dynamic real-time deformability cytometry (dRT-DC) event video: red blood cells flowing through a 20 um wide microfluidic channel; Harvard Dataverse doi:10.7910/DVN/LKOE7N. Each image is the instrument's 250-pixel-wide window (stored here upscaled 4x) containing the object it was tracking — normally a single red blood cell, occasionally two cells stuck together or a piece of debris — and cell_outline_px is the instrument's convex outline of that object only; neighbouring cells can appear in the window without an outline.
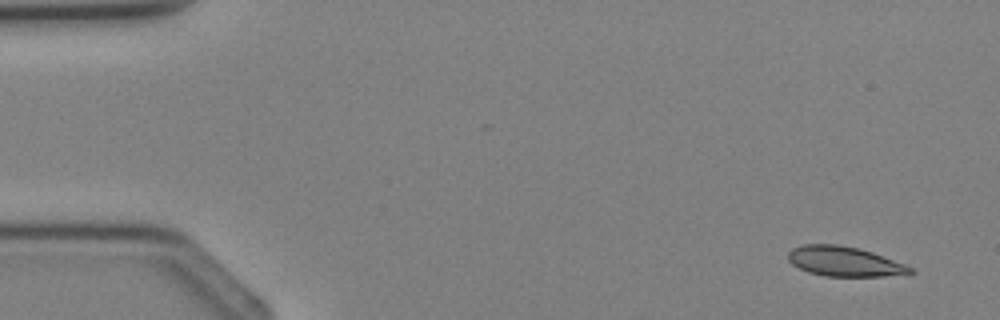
{"species": "Egyptian fruit bat (a non-hibernating species)", "species_latin": "Rousettus aegyptiacus", "temperature_condition": "cold", "stored_images_in_passage": 3, "camera_frame_rate_fps": 3000, "um_per_image_px": 0.085, "animal": {"sex": "female"}, "frame": {"image": 1, "passage_image": 1, "time_ms": 0.0, "image_size_px": [1000, 320], "cell_outline_px": [[916, 272], [884, 276], [824, 276], [808, 272], [792, 264], [788, 260], [788, 252], [792, 248], [804, 244], [836, 244], [860, 248], [872, 252], [904, 264], [912, 268]], "centroid_in_image_um": [71.73, 22.21], "position_along_channel_um": 13.3, "area_um2": 21.1}}
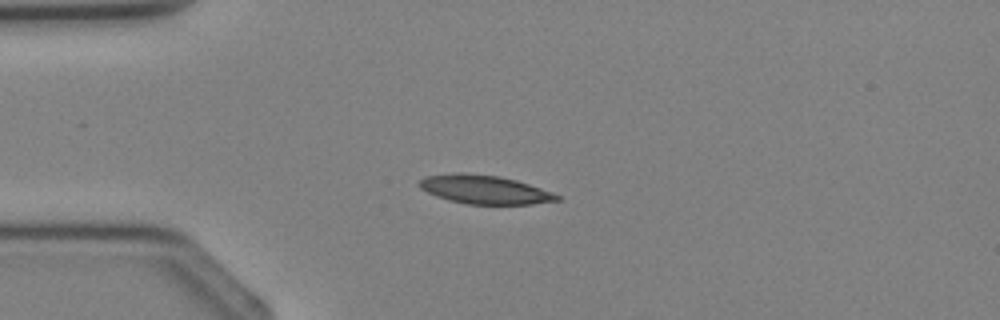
{"frame": {"image": 2, "passage_image": 3, "time_ms": 2.333, "image_size_px": [1000, 320], "cell_outline_px": [[560, 200], [532, 204], [468, 204], [448, 200], [436, 196], [420, 188], [416, 184], [424, 176], [456, 172], [460, 172], [500, 176], [516, 180], [552, 192], [560, 196]], "centroid_in_image_um": [41.14, 16.1], "position_along_channel_um": 43.9, "area_um2": 23.06}}